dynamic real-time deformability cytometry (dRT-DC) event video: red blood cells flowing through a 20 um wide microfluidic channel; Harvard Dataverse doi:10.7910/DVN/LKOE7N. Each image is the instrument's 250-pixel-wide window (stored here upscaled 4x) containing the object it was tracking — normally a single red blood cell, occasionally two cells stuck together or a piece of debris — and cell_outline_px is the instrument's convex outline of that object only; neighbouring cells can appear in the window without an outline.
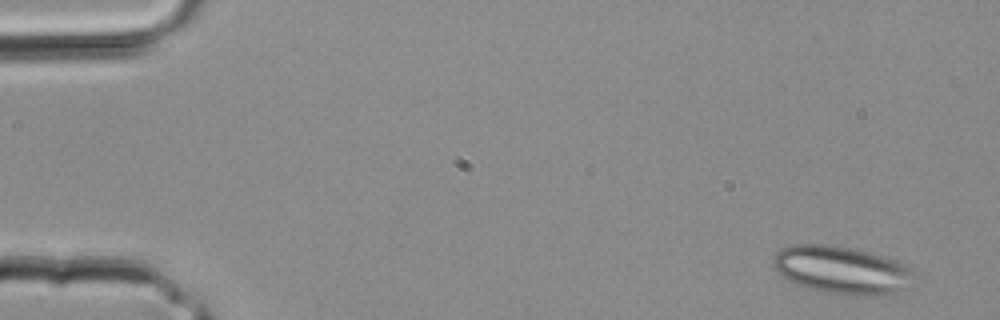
{"species": "common noctule bat (a hibernating species)", "species_latin": "Nyctalus noctula", "temperature_condition": "room temperature", "stored_images_in_passage": 3, "camera_frame_rate_fps": 3000, "um_per_image_px": 0.085, "animal": {"sex": "male", "body_mass_g": 20.4}, "frame": {"image": 1, "passage_image": 1, "time_ms": 0.0, "image_size_px": [1000, 320], "cell_outline_px": [[916, 276], [912, 288], [900, 296], [868, 296], [824, 292], [808, 288], [788, 280], [780, 276], [772, 264], [772, 256], [780, 248], [796, 244], [824, 244], [856, 248], [884, 256], [896, 260], [912, 268]], "centroid_in_image_um": [71.67, 22.98], "position_along_channel_um": 13.3, "area_um2": 40.63}}